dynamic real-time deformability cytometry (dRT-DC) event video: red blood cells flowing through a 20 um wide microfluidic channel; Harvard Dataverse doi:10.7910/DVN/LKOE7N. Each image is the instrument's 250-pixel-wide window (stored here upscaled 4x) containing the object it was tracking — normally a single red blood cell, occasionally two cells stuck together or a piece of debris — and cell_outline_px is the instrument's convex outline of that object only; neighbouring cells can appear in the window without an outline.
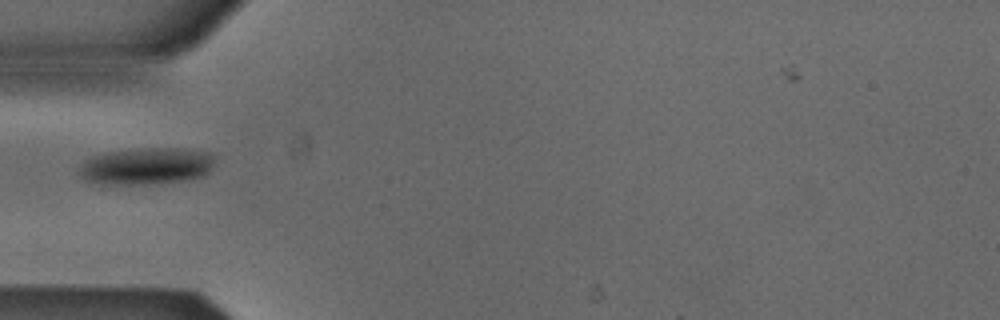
{"species": "Egyptian fruit bat (a non-hibernating species)", "species_latin": "Rousettus aegyptiacus", "temperature_condition": "cold", "stored_images_in_passage": 37, "camera_frame_rate_fps": 3000, "um_per_image_px": 0.085, "animal": {"sex": "male"}, "frame": {"image": 1, "passage_image": 1, "time_ms": 0.0, "image_size_px": [1000, 320], "cell_outline_px": [[216, 156], [212, 168], [204, 176], [192, 180], [148, 184], [112, 184], [88, 180], [80, 176], [80, 164], [84, 160], [92, 156], [108, 152], [136, 148], [188, 148], [212, 152]], "centroid_in_image_um": [12.55, 14.1], "position_along_channel_um": 72.5, "area_um2": 29.59}}
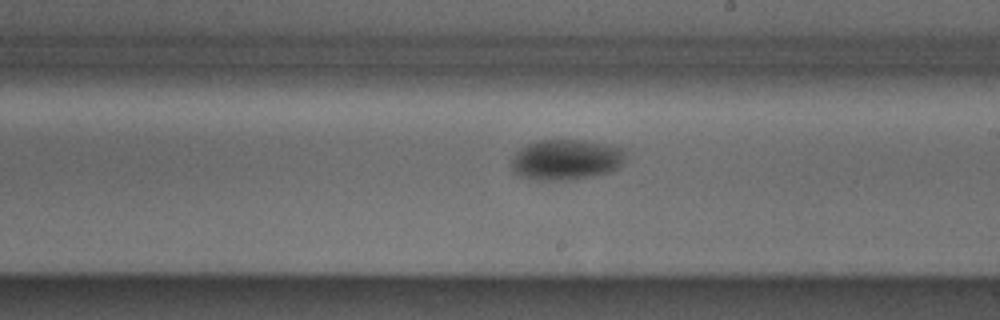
{"frame": {"image": 2, "passage_image": 14, "time_ms": 4.333, "image_size_px": [1000, 320], "cell_outline_px": [[624, 160], [616, 168], [608, 172], [592, 176], [572, 180], [536, 180], [516, 176], [512, 168], [512, 160], [516, 152], [520, 148], [528, 144], [540, 140], [580, 140], [620, 148], [624, 152]], "centroid_in_image_um": [48.04, 13.59], "position_along_channel_um": 241.0, "area_um2": 26.65}}
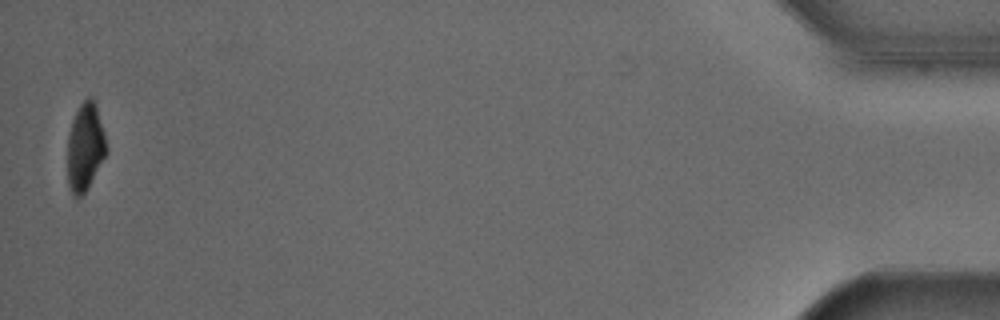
{"frame": {"image": 3, "passage_image": 36, "time_ms": 11.667, "image_size_px": [1000, 320], "cell_outline_px": [[108, 148], [88, 188], [80, 196], [72, 196], [68, 184], [68, 136], [72, 120], [80, 104], [88, 96], [92, 96], [96, 104], [104, 132]], "centroid_in_image_um": [7.24, 12.47], "position_along_channel_um": 428.0, "area_um2": 19.71}}